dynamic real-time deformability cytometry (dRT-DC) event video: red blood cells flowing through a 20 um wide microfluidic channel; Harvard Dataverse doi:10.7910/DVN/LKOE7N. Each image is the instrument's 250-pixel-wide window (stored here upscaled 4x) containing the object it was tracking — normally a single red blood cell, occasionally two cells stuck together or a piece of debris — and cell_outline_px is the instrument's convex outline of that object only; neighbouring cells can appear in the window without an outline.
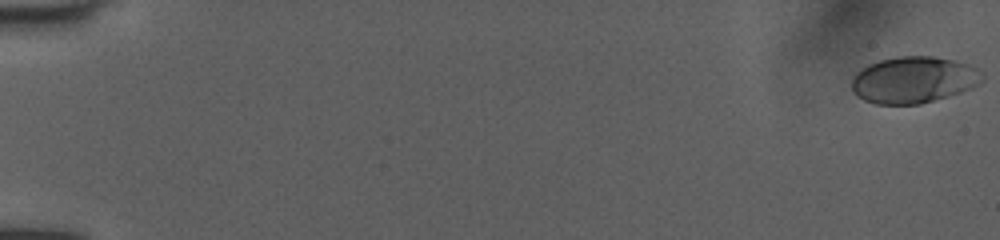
{"species": "human", "species_latin": "Homo sapiens", "temperature_condition": "room temperature", "stored_images_in_passage": 26, "camera_frame_rate_fps": 3000, "um_per_image_px": 0.085, "donor": {"sex": "female"}, "frame": {"image": 1, "passage_image": 1, "time_ms": 0.0, "image_size_px": [1000, 240], "cell_outline_px": [[984, 80], [972, 88], [948, 96], [920, 104], [876, 104], [864, 100], [852, 92], [852, 76], [856, 72], [868, 64], [880, 60], [900, 56], [932, 56], [956, 60], [968, 64], [976, 68], [984, 76]], "centroid_in_image_um": [77.65, 6.78], "position_along_channel_um": 7.3, "area_um2": 35.55}}
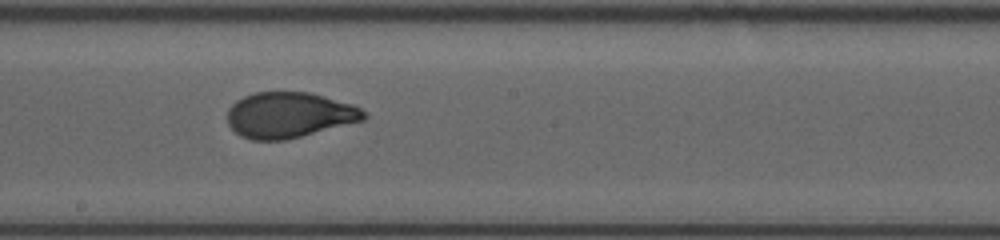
{"frame": {"image": 2, "passage_image": 14, "time_ms": 4.333, "image_size_px": [1000, 240], "cell_outline_px": [[368, 116], [364, 120], [284, 140], [252, 140], [240, 136], [228, 124], [228, 108], [236, 100], [244, 96], [256, 92], [308, 92], [324, 96], [352, 104], [360, 108]], "centroid_in_image_um": [24.56, 9.77], "position_along_channel_um": 223.6, "area_um2": 36.07}}
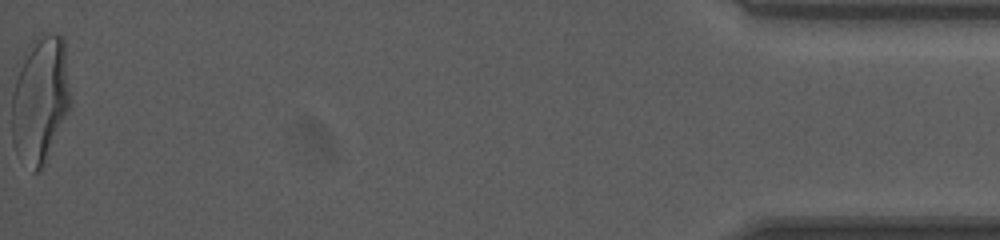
{"frame": {"image": 3, "passage_image": 26, "time_ms": 8.333, "image_size_px": [1000, 240], "cell_outline_px": [[72, 104], [44, 164], [36, 172], [32, 172], [16, 152], [12, 144], [12, 92], [24, 52], [28, 44], [40, 32], [56, 32], [64, 36]], "centroid_in_image_um": [3.43, 8.38], "position_along_channel_um": 431.8, "area_um2": 44.16}}